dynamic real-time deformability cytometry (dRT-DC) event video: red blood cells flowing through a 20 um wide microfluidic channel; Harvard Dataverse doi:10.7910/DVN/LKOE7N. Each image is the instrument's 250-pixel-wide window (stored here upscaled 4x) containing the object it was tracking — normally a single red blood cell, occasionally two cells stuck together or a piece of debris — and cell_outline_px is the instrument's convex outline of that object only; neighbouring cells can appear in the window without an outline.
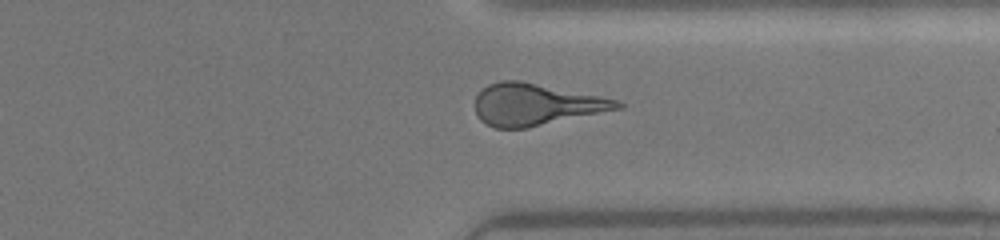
{"species": "human", "species_latin": "Homo sapiens", "temperature_condition": "warm", "stored_images_in_passage": 35, "camera_frame_rate_fps": 3000, "um_per_image_px": 0.085, "donor": {"sex": "female"}, "frame": {"image": 1, "passage_image": 33, "time_ms": 10.667, "image_size_px": [1000, 240], "cell_outline_px": [[624, 108], [524, 128], [496, 128], [480, 120], [476, 116], [476, 96], [488, 84], [504, 80], [520, 80], [600, 96], [616, 100], [624, 104]], "centroid_in_image_um": [45.54, 8.88], "position_along_channel_um": 365.9, "area_um2": 34.28}}